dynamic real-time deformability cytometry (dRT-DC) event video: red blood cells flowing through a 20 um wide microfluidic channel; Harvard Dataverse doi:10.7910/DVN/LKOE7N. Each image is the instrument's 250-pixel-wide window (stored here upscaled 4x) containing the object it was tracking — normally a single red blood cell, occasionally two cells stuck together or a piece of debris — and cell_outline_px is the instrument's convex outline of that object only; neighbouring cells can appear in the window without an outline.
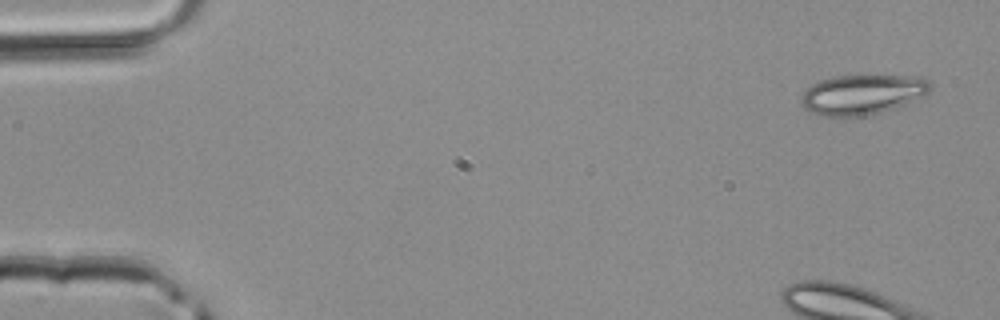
{"species": "common noctule bat (a hibernating species)", "species_latin": "Nyctalus noctula", "temperature_condition": "room temperature", "stored_images_in_passage": 4, "camera_frame_rate_fps": 3000, "um_per_image_px": 0.085, "animal": {"sex": "male", "body_mass_g": 20.4}, "frame": {"image": 1, "passage_image": 1, "time_ms": 0.0, "image_size_px": [1000, 320], "cell_outline_px": [[932, 88], [924, 96], [908, 104], [880, 112], [864, 116], [824, 116], [812, 112], [804, 108], [800, 104], [800, 96], [812, 84], [820, 80], [832, 76], [868, 72], [920, 76], [928, 80]], "centroid_in_image_um": [73.35, 7.96], "position_along_channel_um": 11.7, "area_um2": 31.44}}